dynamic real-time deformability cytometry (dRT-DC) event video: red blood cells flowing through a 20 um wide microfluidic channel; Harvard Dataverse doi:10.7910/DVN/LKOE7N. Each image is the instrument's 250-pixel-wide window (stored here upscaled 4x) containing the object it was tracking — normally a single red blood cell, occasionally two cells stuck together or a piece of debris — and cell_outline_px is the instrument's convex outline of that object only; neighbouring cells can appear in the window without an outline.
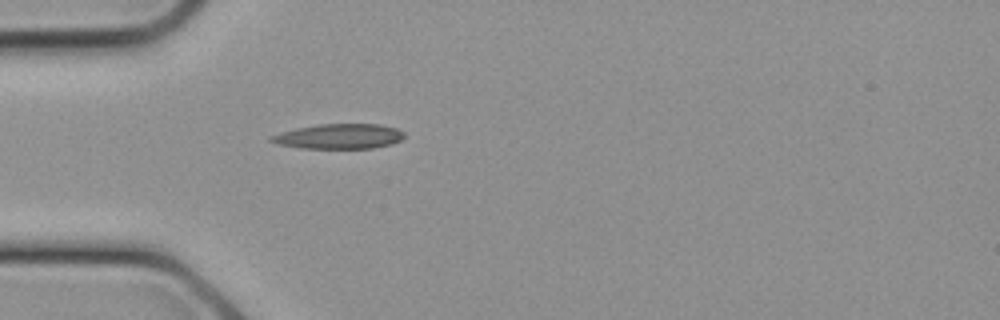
{"species": "common noctule bat (a hibernating species)", "species_latin": "Nyctalus noctula", "temperature_condition": "cold", "stored_images_in_passage": 6, "camera_frame_rate_fps": 3000, "um_per_image_px": 0.085, "animal": {"sex": "female", "body_mass_g": 21.9}, "frame": {"image": 1, "passage_image": 1, "time_ms": 0.0, "image_size_px": [1000, 320], "cell_outline_px": [[404, 136], [400, 140], [392, 144], [372, 148], [300, 148], [276, 144], [268, 140], [268, 136], [280, 132], [296, 128], [320, 124], [380, 124], [396, 128], [404, 132]], "centroid_in_image_um": [28.78, 11.59], "position_along_channel_um": 56.2, "area_um2": 19.48}}
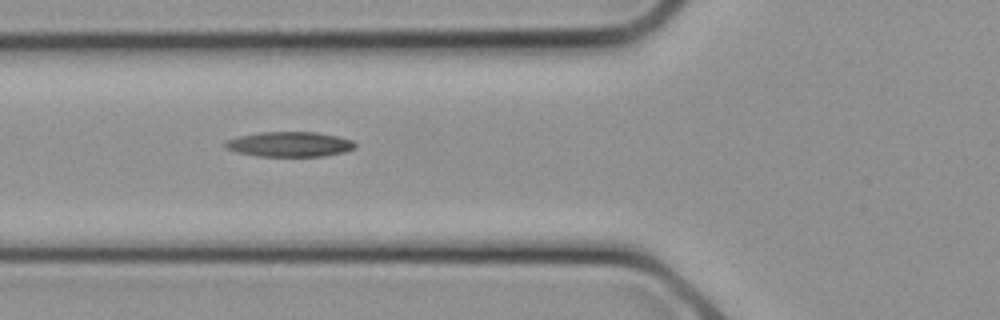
{"frame": {"image": 2, "passage_image": 3, "time_ms": 0.667, "image_size_px": [1000, 320], "cell_outline_px": [[356, 148], [344, 152], [324, 156], [256, 156], [236, 152], [224, 148], [224, 140], [240, 136], [260, 132], [316, 132], [336, 136], [352, 140], [356, 144]], "centroid_in_image_um": [24.58, 12.26], "position_along_channel_um": 101.2, "area_um2": 19.02}}
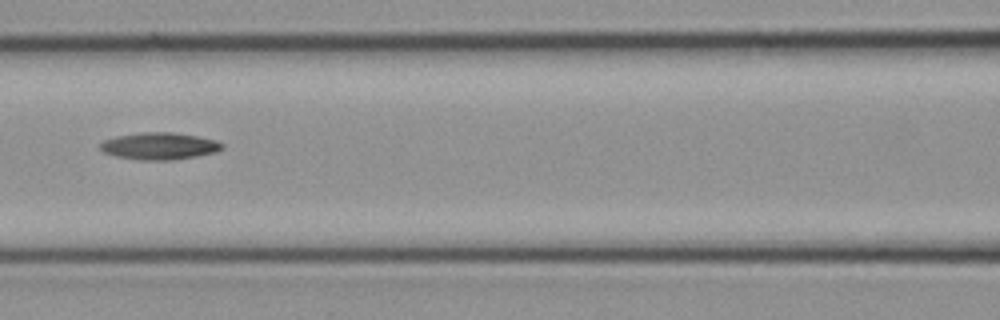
{"frame": {"image": 3, "passage_image": 5, "time_ms": 1.333, "image_size_px": [1000, 320], "cell_outline_px": [[224, 148], [216, 152], [196, 156], [172, 160], [140, 160], [116, 156], [104, 152], [100, 148], [100, 144], [104, 140], [116, 136], [144, 132], [172, 132], [196, 136], [216, 140], [224, 144]], "centroid_in_image_um": [13.57, 12.41], "position_along_channel_um": 153.0, "area_um2": 19.13}}